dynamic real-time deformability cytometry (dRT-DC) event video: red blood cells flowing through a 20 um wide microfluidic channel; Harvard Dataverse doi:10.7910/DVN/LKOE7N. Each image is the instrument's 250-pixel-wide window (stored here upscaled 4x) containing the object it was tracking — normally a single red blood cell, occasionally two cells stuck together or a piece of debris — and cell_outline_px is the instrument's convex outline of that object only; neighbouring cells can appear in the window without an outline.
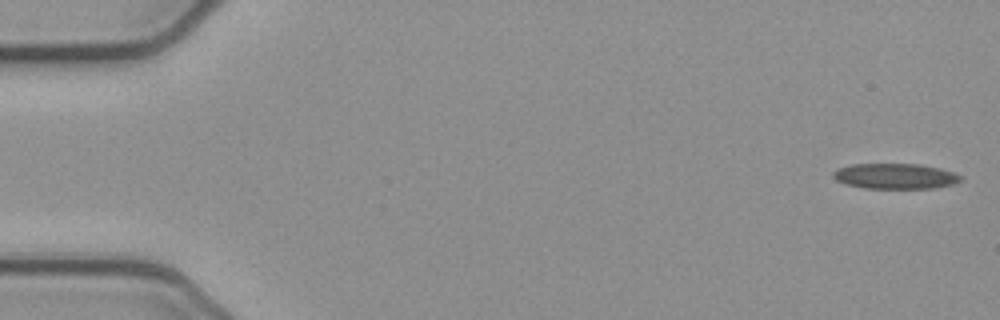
{"species": "common noctule bat (a hibernating species)", "species_latin": "Nyctalus noctula", "temperature_condition": "cold", "stored_images_in_passage": 52, "camera_frame_rate_fps": 3000, "um_per_image_px": 0.085, "animal": {"sex": "female", "body_mass_g": 21.9}, "frame": {"image": 1, "passage_image": 1, "time_ms": 0.0, "image_size_px": [1000, 320], "cell_outline_px": [[960, 180], [952, 184], [932, 188], [864, 188], [844, 184], [836, 180], [832, 176], [832, 172], [836, 168], [852, 164], [920, 164], [940, 168], [952, 172], [960, 176]], "centroid_in_image_um": [76.01, 14.97], "position_along_channel_um": 9.0, "area_um2": 18.84}}
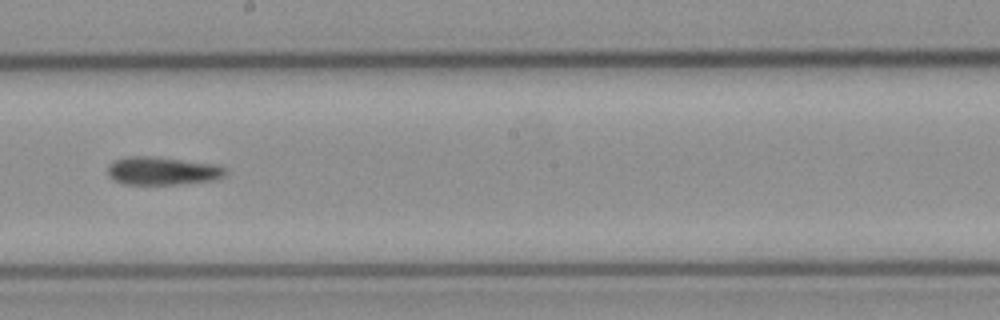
{"frame": {"image": 2, "passage_image": 29, "time_ms": 9.333, "image_size_px": [1000, 320], "cell_outline_px": [[228, 172], [224, 176], [216, 180], [180, 184], [124, 184], [112, 180], [108, 176], [108, 164], [116, 160], [128, 156], [152, 156], [216, 164], [224, 168]], "centroid_in_image_um": [13.8, 14.53], "position_along_channel_um": 234.4, "area_um2": 19.42}}
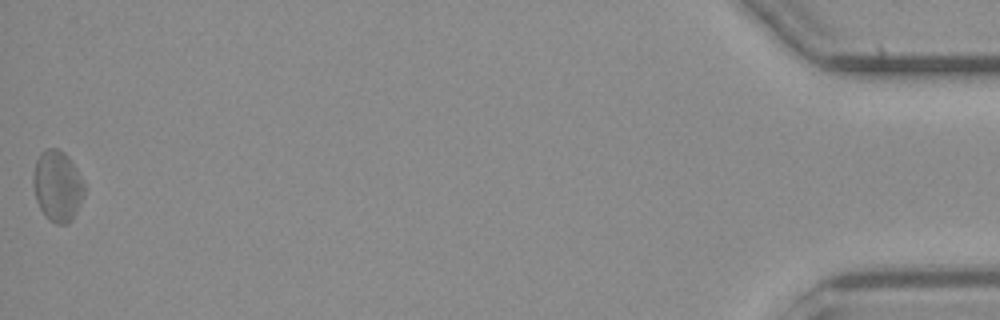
{"frame": {"image": 3, "passage_image": 52, "time_ms": 17.0, "image_size_px": [1000, 320], "cell_outline_px": [[84, 196], [72, 220], [68, 224], [56, 224], [48, 220], [44, 216], [36, 200], [32, 184], [32, 176], [36, 160], [40, 152], [48, 148], [56, 148], [64, 152], [72, 160], [84, 184]], "centroid_in_image_um": [4.86, 15.81], "position_along_channel_um": 430.3, "area_um2": 21.39}}